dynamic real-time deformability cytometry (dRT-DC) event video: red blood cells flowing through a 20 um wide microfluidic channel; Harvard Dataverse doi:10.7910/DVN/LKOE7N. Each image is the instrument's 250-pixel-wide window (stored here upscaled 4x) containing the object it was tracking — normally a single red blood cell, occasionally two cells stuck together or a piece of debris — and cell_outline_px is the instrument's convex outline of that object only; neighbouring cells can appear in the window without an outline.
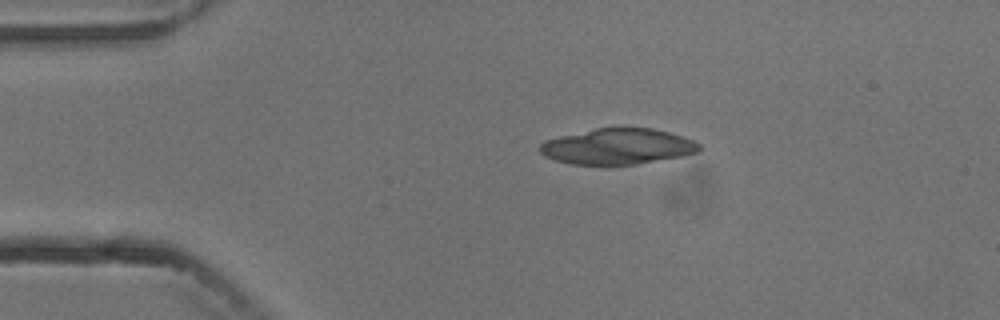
{"species": "common noctule bat (a hibernating species)", "species_latin": "Nyctalus noctula", "temperature_condition": "cold", "stored_images_in_passage": 2, "camera_frame_rate_fps": 3000, "um_per_image_px": 0.085, "animal": {"sex": "male", "body_mass_g": 13.3}, "frame": {"image": 1, "passage_image": 1, "time_ms": 0.0, "image_size_px": [1000, 320], "cell_outline_px": [[704, 148], [696, 152], [680, 156], [636, 164], [572, 164], [556, 160], [544, 156], [540, 152], [540, 144], [544, 140], [560, 136], [596, 128], [620, 124], [652, 128], [668, 132], [692, 140], [700, 144]], "centroid_in_image_um": [52.5, 12.4], "position_along_channel_um": 32.5, "area_um2": 33.64}}